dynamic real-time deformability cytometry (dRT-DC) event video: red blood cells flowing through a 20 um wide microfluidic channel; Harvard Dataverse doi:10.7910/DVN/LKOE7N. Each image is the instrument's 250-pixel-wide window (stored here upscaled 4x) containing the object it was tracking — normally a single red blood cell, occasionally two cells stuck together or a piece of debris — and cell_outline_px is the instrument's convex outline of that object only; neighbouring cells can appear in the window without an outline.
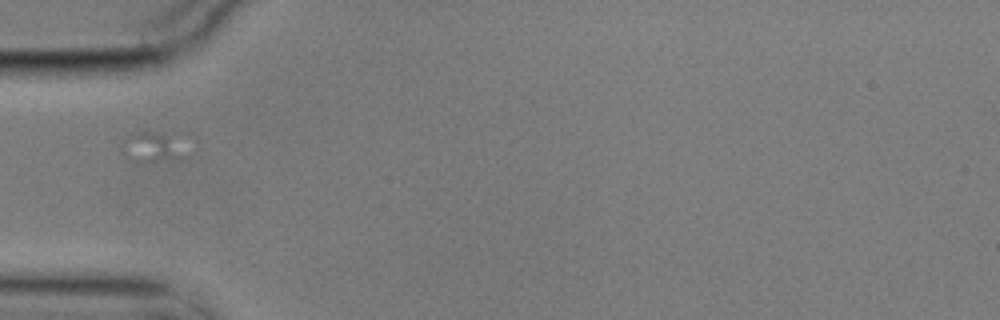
{"species": "common noctule bat (a hibernating species)", "species_latin": "Nyctalus noctula", "temperature_condition": "cold", "stored_images_in_passage": 14, "camera_frame_rate_fps": 3000, "um_per_image_px": 0.085, "animal": {"sex": "male", "body_mass_g": 17.9}, "frame": {"image": 1, "passage_image": 1, "time_ms": 0.0, "image_size_px": [1000, 320], "cell_outline_px": [[180, 156], [172, 160], [136, 164], [120, 152], [120, 144], [132, 132], [164, 132]], "centroid_in_image_um": [12.6, 12.55], "position_along_channel_um": 72.4, "area_um2": 10.4}}
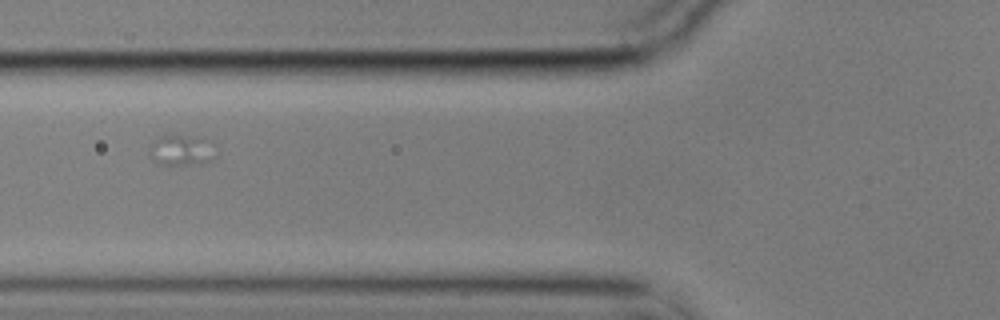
{"frame": {"image": 2, "passage_image": 5, "time_ms": 1.333, "image_size_px": [1000, 320], "cell_outline_px": [[216, 156], [212, 160], [200, 164], [160, 164], [152, 156], [148, 148], [160, 136], [204, 136], [216, 144]], "centroid_in_image_um": [15.56, 12.75], "position_along_channel_um": 110.2, "area_um2": 11.96}}